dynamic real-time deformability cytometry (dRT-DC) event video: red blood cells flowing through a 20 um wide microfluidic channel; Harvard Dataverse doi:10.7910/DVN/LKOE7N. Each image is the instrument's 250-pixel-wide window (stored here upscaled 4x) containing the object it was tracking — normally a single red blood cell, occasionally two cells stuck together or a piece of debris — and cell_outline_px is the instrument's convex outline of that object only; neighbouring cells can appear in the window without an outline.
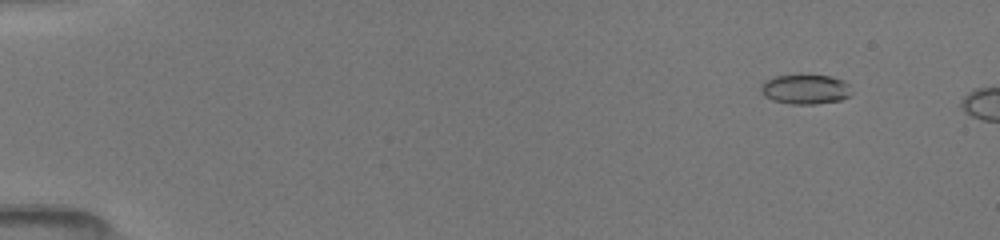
{"species": "common noctule bat (a hibernating species)", "species_latin": "Nyctalus noctula", "temperature_condition": "room temperature", "stored_images_in_passage": 9, "camera_frame_rate_fps": 3000, "um_per_image_px": 0.085, "animal": {"sex": "female", "body_mass_g": 19.5, "forearm_length_mm": 54.1}, "frame": {"image": 1, "passage_image": 6, "time_ms": 1.667, "image_size_px": [1000, 240], "cell_outline_px": [[852, 92], [848, 96], [840, 100], [816, 104], [792, 104], [772, 100], [764, 96], [760, 92], [760, 84], [764, 80], [772, 76], [832, 76], [844, 80], [848, 84]], "centroid_in_image_um": [68.42, 7.59], "position_along_channel_um": 16.6, "area_um2": 15.72}}